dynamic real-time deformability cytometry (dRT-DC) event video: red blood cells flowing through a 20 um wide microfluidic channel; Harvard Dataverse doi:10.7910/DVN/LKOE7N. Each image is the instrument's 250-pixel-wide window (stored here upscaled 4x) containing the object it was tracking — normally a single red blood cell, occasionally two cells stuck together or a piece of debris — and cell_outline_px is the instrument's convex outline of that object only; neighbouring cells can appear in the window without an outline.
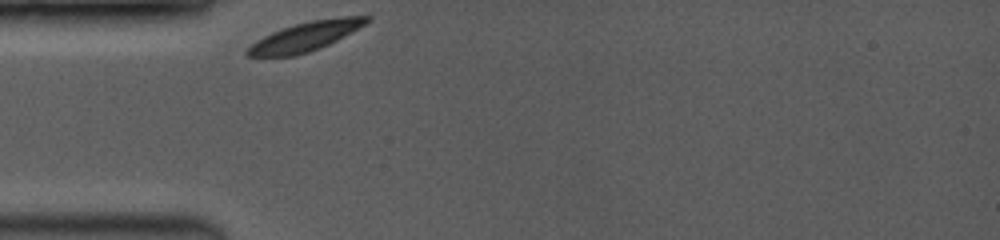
{"species": "common noctule bat (a hibernating species)", "species_latin": "Nyctalus noctula", "temperature_condition": "room temperature", "stored_images_in_passage": 10, "camera_frame_rate_fps": 3500, "um_per_image_px": 0.085, "animal": {"sex": "female", "body_mass_g": 19.0, "forearm_length_mm": 53.3}, "frame": {"image": 1, "passage_image": 1, "time_ms": 0.0, "image_size_px": [1000, 240], "cell_outline_px": [[372, 16], [364, 24], [336, 40], [320, 48], [308, 52], [292, 56], [244, 56], [244, 52], [256, 40], [272, 32], [296, 24], [312, 20], [344, 16]], "centroid_in_image_um": [25.91, 3.11], "position_along_channel_um": 59.1, "area_um2": 19.77}}
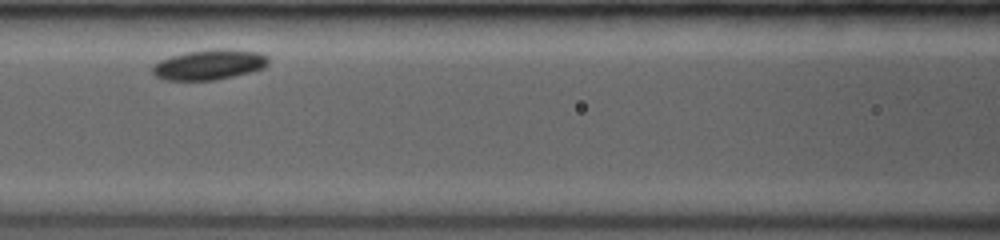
{"frame": {"image": 2, "passage_image": 6, "time_ms": 2.571, "image_size_px": [1000, 240], "cell_outline_px": [[268, 64], [264, 68], [252, 72], [216, 80], [164, 80], [156, 76], [152, 72], [152, 68], [160, 60], [172, 56], [188, 52], [212, 48], [232, 48], [260, 52], [268, 56]], "centroid_in_image_um": [17.85, 5.48], "position_along_channel_um": 148.8, "area_um2": 20.63}}
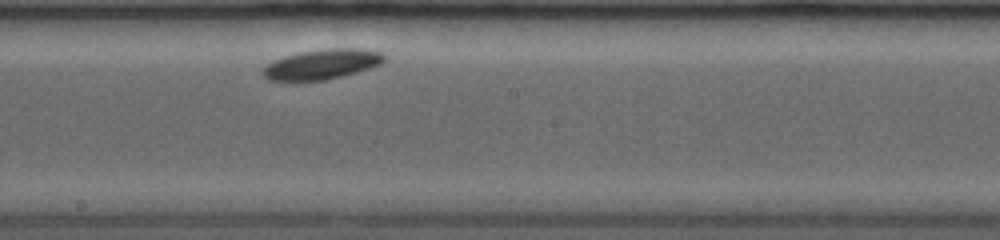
{"frame": {"image": 3, "passage_image": 10, "time_ms": 4.571, "image_size_px": [1000, 240], "cell_outline_px": [[388, 56], [380, 64], [356, 72], [328, 80], [268, 80], [260, 72], [272, 60], [284, 56], [300, 52], [324, 48], [364, 48], [380, 52]], "centroid_in_image_um": [27.38, 5.44], "position_along_channel_um": 220.8, "area_um2": 21.27}}